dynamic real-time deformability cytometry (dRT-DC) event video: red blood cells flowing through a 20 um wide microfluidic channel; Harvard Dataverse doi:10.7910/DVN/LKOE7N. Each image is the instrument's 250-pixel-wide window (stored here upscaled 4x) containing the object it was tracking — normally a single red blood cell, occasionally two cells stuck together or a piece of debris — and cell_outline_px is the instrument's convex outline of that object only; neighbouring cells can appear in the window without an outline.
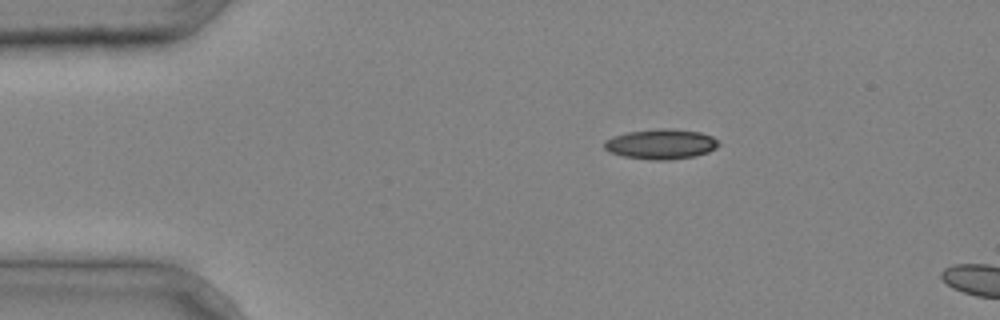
{"species": "common noctule bat (a hibernating species)", "species_latin": "Nyctalus noctula", "temperature_condition": "cold", "stored_images_in_passage": 33, "camera_frame_rate_fps": 3000, "um_per_image_px": 0.085, "animal": {"sex": "male", "body_mass_g": 20.4}, "frame": {"image": 1, "passage_image": 1, "time_ms": 0.0, "image_size_px": [1000, 320], "cell_outline_px": [[720, 144], [716, 148], [708, 152], [696, 156], [668, 160], [652, 160], [624, 156], [608, 152], [604, 148], [604, 140], [612, 136], [628, 132], [660, 128], [672, 128], [700, 132], [712, 136], [720, 140]], "centroid_in_image_um": [56.2, 12.24], "position_along_channel_um": 28.8, "area_um2": 20.29}}
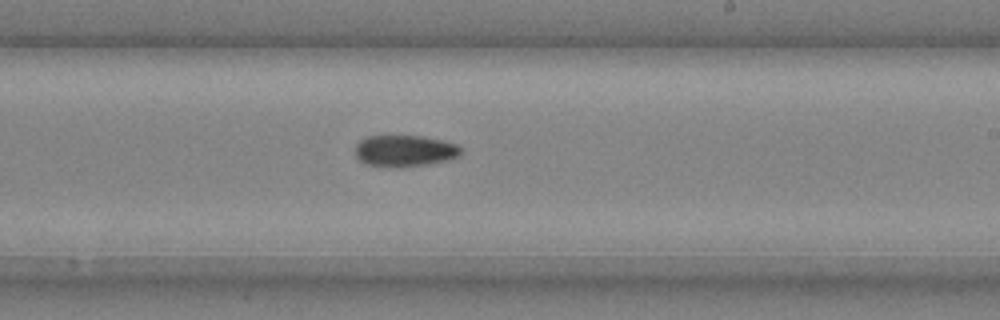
{"frame": {"image": 2, "passage_image": 19, "time_ms": 6.0, "image_size_px": [1000, 320], "cell_outline_px": [[460, 156], [448, 160], [428, 164], [368, 164], [360, 160], [356, 156], [356, 144], [360, 140], [368, 136], [424, 136], [444, 140], [456, 144], [460, 148]], "centroid_in_image_um": [34.45, 12.76], "position_along_channel_um": 254.6, "area_um2": 18.55}}
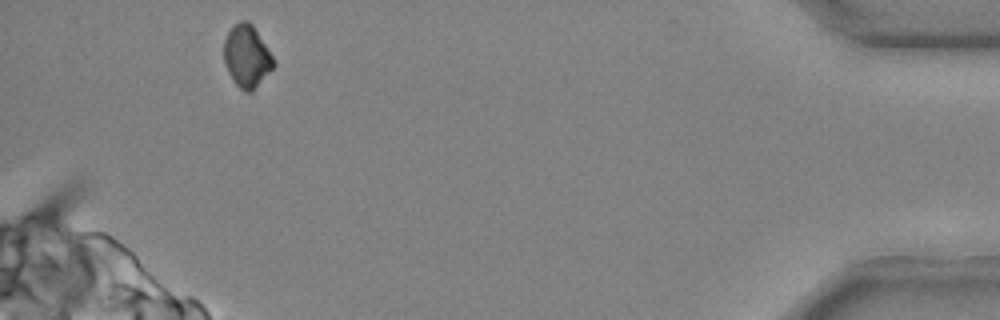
{"frame": {"image": 3, "passage_image": 33, "time_ms": 10.667, "image_size_px": [1000, 320], "cell_outline_px": [[276, 64], [252, 92], [244, 92], [232, 80], [228, 72], [224, 60], [224, 40], [232, 24], [240, 20], [248, 20], [252, 24], [272, 56]], "centroid_in_image_um": [20.96, 4.77], "position_along_channel_um": 414.2, "area_um2": 17.98}}